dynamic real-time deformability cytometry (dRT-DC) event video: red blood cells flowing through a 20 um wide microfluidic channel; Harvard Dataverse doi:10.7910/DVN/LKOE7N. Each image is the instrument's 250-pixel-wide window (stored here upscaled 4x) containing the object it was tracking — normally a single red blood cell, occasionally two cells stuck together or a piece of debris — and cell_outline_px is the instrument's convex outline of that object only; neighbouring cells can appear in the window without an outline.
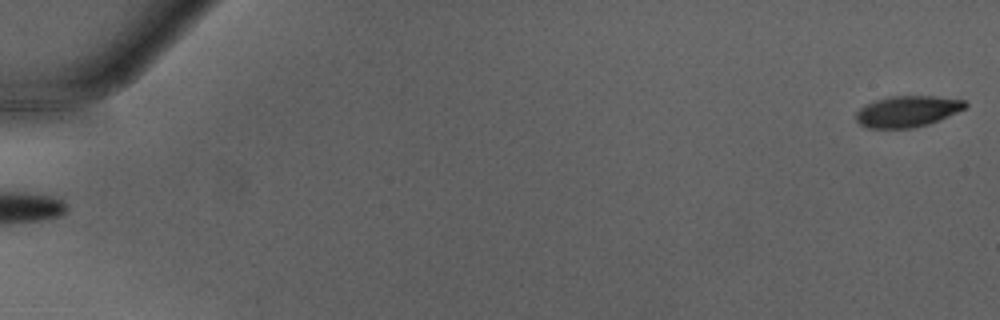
{"species": "Egyptian fruit bat (a non-hibernating species)", "species_latin": "Rousettus aegyptiacus", "temperature_condition": "warm", "stored_images_in_passage": 17, "camera_frame_rate_fps": 3000, "um_per_image_px": 0.085, "animal": {"sex": "male"}, "frame": {"image": 1, "passage_image": 1, "time_ms": 0.0, "image_size_px": [1000, 320], "cell_outline_px": [[968, 104], [964, 108], [948, 116], [928, 124], [912, 128], [868, 128], [860, 124], [856, 120], [856, 112], [860, 108], [876, 100], [888, 96], [936, 96], [964, 100]], "centroid_in_image_um": [77.11, 9.46], "position_along_channel_um": 7.9, "area_um2": 19.65}}
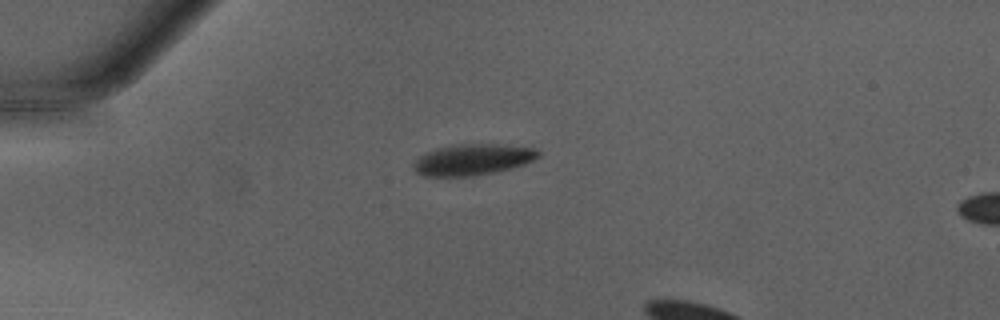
{"frame": {"image": 2, "passage_image": 14, "time_ms": 4.333, "image_size_px": [1000, 320], "cell_outline_px": [[540, 156], [524, 164], [512, 168], [496, 172], [476, 176], [424, 176], [416, 172], [412, 168], [412, 164], [420, 156], [428, 152], [440, 148], [468, 144], [492, 144], [536, 148], [540, 152]], "centroid_in_image_um": [40.2, 13.59], "position_along_channel_um": 44.8, "area_um2": 22.37}}